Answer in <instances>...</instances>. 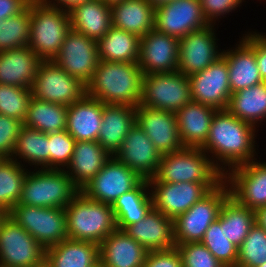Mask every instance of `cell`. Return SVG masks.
<instances>
[{
    "label": "cell",
    "mask_w": 266,
    "mask_h": 267,
    "mask_svg": "<svg viewBox=\"0 0 266 267\" xmlns=\"http://www.w3.org/2000/svg\"><path fill=\"white\" fill-rule=\"evenodd\" d=\"M216 111L212 107L192 101L175 113L184 147L201 148L205 144Z\"/></svg>",
    "instance_id": "83f0119b"
},
{
    "label": "cell",
    "mask_w": 266,
    "mask_h": 267,
    "mask_svg": "<svg viewBox=\"0 0 266 267\" xmlns=\"http://www.w3.org/2000/svg\"><path fill=\"white\" fill-rule=\"evenodd\" d=\"M6 216L7 213L2 208H0V223Z\"/></svg>",
    "instance_id": "9f6ffc18"
},
{
    "label": "cell",
    "mask_w": 266,
    "mask_h": 267,
    "mask_svg": "<svg viewBox=\"0 0 266 267\" xmlns=\"http://www.w3.org/2000/svg\"><path fill=\"white\" fill-rule=\"evenodd\" d=\"M220 227L231 242L239 247L250 229L256 223L255 211L237 203L229 196L222 204L220 212Z\"/></svg>",
    "instance_id": "74e56055"
},
{
    "label": "cell",
    "mask_w": 266,
    "mask_h": 267,
    "mask_svg": "<svg viewBox=\"0 0 266 267\" xmlns=\"http://www.w3.org/2000/svg\"><path fill=\"white\" fill-rule=\"evenodd\" d=\"M147 250L123 230L116 229L99 244L103 267H143Z\"/></svg>",
    "instance_id": "603a6c76"
},
{
    "label": "cell",
    "mask_w": 266,
    "mask_h": 267,
    "mask_svg": "<svg viewBox=\"0 0 266 267\" xmlns=\"http://www.w3.org/2000/svg\"><path fill=\"white\" fill-rule=\"evenodd\" d=\"M256 224L264 228L266 231V206H262L255 210Z\"/></svg>",
    "instance_id": "f5cc1de1"
},
{
    "label": "cell",
    "mask_w": 266,
    "mask_h": 267,
    "mask_svg": "<svg viewBox=\"0 0 266 267\" xmlns=\"http://www.w3.org/2000/svg\"><path fill=\"white\" fill-rule=\"evenodd\" d=\"M179 40L151 30L140 38L138 64L143 75L177 71Z\"/></svg>",
    "instance_id": "ffe728a7"
},
{
    "label": "cell",
    "mask_w": 266,
    "mask_h": 267,
    "mask_svg": "<svg viewBox=\"0 0 266 267\" xmlns=\"http://www.w3.org/2000/svg\"><path fill=\"white\" fill-rule=\"evenodd\" d=\"M23 159L36 169H49V133L22 126L11 159Z\"/></svg>",
    "instance_id": "8d00e7d4"
},
{
    "label": "cell",
    "mask_w": 266,
    "mask_h": 267,
    "mask_svg": "<svg viewBox=\"0 0 266 267\" xmlns=\"http://www.w3.org/2000/svg\"><path fill=\"white\" fill-rule=\"evenodd\" d=\"M31 98L32 89L30 88L0 84V114L24 122Z\"/></svg>",
    "instance_id": "7bdbcfd3"
},
{
    "label": "cell",
    "mask_w": 266,
    "mask_h": 267,
    "mask_svg": "<svg viewBox=\"0 0 266 267\" xmlns=\"http://www.w3.org/2000/svg\"><path fill=\"white\" fill-rule=\"evenodd\" d=\"M43 60L28 46L0 52V84L32 89Z\"/></svg>",
    "instance_id": "d4e9b609"
},
{
    "label": "cell",
    "mask_w": 266,
    "mask_h": 267,
    "mask_svg": "<svg viewBox=\"0 0 266 267\" xmlns=\"http://www.w3.org/2000/svg\"><path fill=\"white\" fill-rule=\"evenodd\" d=\"M23 122L0 114V155L11 158Z\"/></svg>",
    "instance_id": "bcb514c9"
},
{
    "label": "cell",
    "mask_w": 266,
    "mask_h": 267,
    "mask_svg": "<svg viewBox=\"0 0 266 267\" xmlns=\"http://www.w3.org/2000/svg\"><path fill=\"white\" fill-rule=\"evenodd\" d=\"M94 267H103V265L99 262V263L96 264Z\"/></svg>",
    "instance_id": "91938a15"
},
{
    "label": "cell",
    "mask_w": 266,
    "mask_h": 267,
    "mask_svg": "<svg viewBox=\"0 0 266 267\" xmlns=\"http://www.w3.org/2000/svg\"><path fill=\"white\" fill-rule=\"evenodd\" d=\"M143 179L114 156L105 163L80 191L89 199L112 205L122 194L134 189Z\"/></svg>",
    "instance_id": "7c38bea8"
},
{
    "label": "cell",
    "mask_w": 266,
    "mask_h": 267,
    "mask_svg": "<svg viewBox=\"0 0 266 267\" xmlns=\"http://www.w3.org/2000/svg\"><path fill=\"white\" fill-rule=\"evenodd\" d=\"M46 249L8 215L0 223V263L11 267H40Z\"/></svg>",
    "instance_id": "30bf717a"
},
{
    "label": "cell",
    "mask_w": 266,
    "mask_h": 267,
    "mask_svg": "<svg viewBox=\"0 0 266 267\" xmlns=\"http://www.w3.org/2000/svg\"><path fill=\"white\" fill-rule=\"evenodd\" d=\"M229 196V187L223 181L188 211L178 215L173 220L176 245L201 242L205 231L218 218L221 206Z\"/></svg>",
    "instance_id": "ba28073f"
},
{
    "label": "cell",
    "mask_w": 266,
    "mask_h": 267,
    "mask_svg": "<svg viewBox=\"0 0 266 267\" xmlns=\"http://www.w3.org/2000/svg\"><path fill=\"white\" fill-rule=\"evenodd\" d=\"M22 162L5 158L0 164V208L8 213L19 203L28 169Z\"/></svg>",
    "instance_id": "f35d334b"
},
{
    "label": "cell",
    "mask_w": 266,
    "mask_h": 267,
    "mask_svg": "<svg viewBox=\"0 0 266 267\" xmlns=\"http://www.w3.org/2000/svg\"><path fill=\"white\" fill-rule=\"evenodd\" d=\"M29 3H42L44 0H27Z\"/></svg>",
    "instance_id": "6f0895ef"
},
{
    "label": "cell",
    "mask_w": 266,
    "mask_h": 267,
    "mask_svg": "<svg viewBox=\"0 0 266 267\" xmlns=\"http://www.w3.org/2000/svg\"><path fill=\"white\" fill-rule=\"evenodd\" d=\"M123 231L147 251L176 248L173 219L153 207L144 219L127 226Z\"/></svg>",
    "instance_id": "7402d4cb"
},
{
    "label": "cell",
    "mask_w": 266,
    "mask_h": 267,
    "mask_svg": "<svg viewBox=\"0 0 266 267\" xmlns=\"http://www.w3.org/2000/svg\"><path fill=\"white\" fill-rule=\"evenodd\" d=\"M97 47L99 60L138 63L140 37L112 26Z\"/></svg>",
    "instance_id": "836d02e7"
},
{
    "label": "cell",
    "mask_w": 266,
    "mask_h": 267,
    "mask_svg": "<svg viewBox=\"0 0 266 267\" xmlns=\"http://www.w3.org/2000/svg\"><path fill=\"white\" fill-rule=\"evenodd\" d=\"M114 157L142 179L149 180L155 176L162 154L140 126L135 124Z\"/></svg>",
    "instance_id": "d6986e66"
},
{
    "label": "cell",
    "mask_w": 266,
    "mask_h": 267,
    "mask_svg": "<svg viewBox=\"0 0 266 267\" xmlns=\"http://www.w3.org/2000/svg\"><path fill=\"white\" fill-rule=\"evenodd\" d=\"M154 8H158L175 0H147Z\"/></svg>",
    "instance_id": "db71d44e"
},
{
    "label": "cell",
    "mask_w": 266,
    "mask_h": 267,
    "mask_svg": "<svg viewBox=\"0 0 266 267\" xmlns=\"http://www.w3.org/2000/svg\"><path fill=\"white\" fill-rule=\"evenodd\" d=\"M86 95V85L69 75L53 60L42 61L32 87L36 99L70 106Z\"/></svg>",
    "instance_id": "8fae6325"
},
{
    "label": "cell",
    "mask_w": 266,
    "mask_h": 267,
    "mask_svg": "<svg viewBox=\"0 0 266 267\" xmlns=\"http://www.w3.org/2000/svg\"><path fill=\"white\" fill-rule=\"evenodd\" d=\"M76 140L66 131L49 133V169H65L73 155Z\"/></svg>",
    "instance_id": "ee69618b"
},
{
    "label": "cell",
    "mask_w": 266,
    "mask_h": 267,
    "mask_svg": "<svg viewBox=\"0 0 266 267\" xmlns=\"http://www.w3.org/2000/svg\"><path fill=\"white\" fill-rule=\"evenodd\" d=\"M235 49L223 50L226 60L231 93H236L264 82L260 76L254 48L242 37Z\"/></svg>",
    "instance_id": "484cf974"
},
{
    "label": "cell",
    "mask_w": 266,
    "mask_h": 267,
    "mask_svg": "<svg viewBox=\"0 0 266 267\" xmlns=\"http://www.w3.org/2000/svg\"><path fill=\"white\" fill-rule=\"evenodd\" d=\"M102 112L103 103L86 94L68 106L66 131L76 141H97Z\"/></svg>",
    "instance_id": "4316f807"
},
{
    "label": "cell",
    "mask_w": 266,
    "mask_h": 267,
    "mask_svg": "<svg viewBox=\"0 0 266 267\" xmlns=\"http://www.w3.org/2000/svg\"><path fill=\"white\" fill-rule=\"evenodd\" d=\"M183 267H225L201 242L176 245Z\"/></svg>",
    "instance_id": "f6af8a7d"
},
{
    "label": "cell",
    "mask_w": 266,
    "mask_h": 267,
    "mask_svg": "<svg viewBox=\"0 0 266 267\" xmlns=\"http://www.w3.org/2000/svg\"><path fill=\"white\" fill-rule=\"evenodd\" d=\"M88 0H44L42 3L53 8H59L61 10L69 12L71 9L79 6L83 2Z\"/></svg>",
    "instance_id": "816d5d0a"
},
{
    "label": "cell",
    "mask_w": 266,
    "mask_h": 267,
    "mask_svg": "<svg viewBox=\"0 0 266 267\" xmlns=\"http://www.w3.org/2000/svg\"><path fill=\"white\" fill-rule=\"evenodd\" d=\"M256 160L232 168L224 175L230 196L254 211L266 206V162Z\"/></svg>",
    "instance_id": "9a60e30c"
},
{
    "label": "cell",
    "mask_w": 266,
    "mask_h": 267,
    "mask_svg": "<svg viewBox=\"0 0 266 267\" xmlns=\"http://www.w3.org/2000/svg\"><path fill=\"white\" fill-rule=\"evenodd\" d=\"M135 113L136 124L147 134L161 154L175 152L184 147L174 112L138 105Z\"/></svg>",
    "instance_id": "44dd1931"
},
{
    "label": "cell",
    "mask_w": 266,
    "mask_h": 267,
    "mask_svg": "<svg viewBox=\"0 0 266 267\" xmlns=\"http://www.w3.org/2000/svg\"><path fill=\"white\" fill-rule=\"evenodd\" d=\"M224 174L199 147L162 154L158 170L148 183H222Z\"/></svg>",
    "instance_id": "3957f363"
},
{
    "label": "cell",
    "mask_w": 266,
    "mask_h": 267,
    "mask_svg": "<svg viewBox=\"0 0 266 267\" xmlns=\"http://www.w3.org/2000/svg\"><path fill=\"white\" fill-rule=\"evenodd\" d=\"M112 26L142 37L154 30L155 8L147 0H123L111 5Z\"/></svg>",
    "instance_id": "4dcf8cb0"
},
{
    "label": "cell",
    "mask_w": 266,
    "mask_h": 267,
    "mask_svg": "<svg viewBox=\"0 0 266 267\" xmlns=\"http://www.w3.org/2000/svg\"><path fill=\"white\" fill-rule=\"evenodd\" d=\"M242 2L244 0H200L204 17L212 25H216V19H221L222 16L225 17V14L235 11Z\"/></svg>",
    "instance_id": "7dc6e473"
},
{
    "label": "cell",
    "mask_w": 266,
    "mask_h": 267,
    "mask_svg": "<svg viewBox=\"0 0 266 267\" xmlns=\"http://www.w3.org/2000/svg\"><path fill=\"white\" fill-rule=\"evenodd\" d=\"M70 29L67 11L43 3H31L28 47L43 61L53 60L58 55Z\"/></svg>",
    "instance_id": "8992f818"
},
{
    "label": "cell",
    "mask_w": 266,
    "mask_h": 267,
    "mask_svg": "<svg viewBox=\"0 0 266 267\" xmlns=\"http://www.w3.org/2000/svg\"><path fill=\"white\" fill-rule=\"evenodd\" d=\"M31 3L16 16L0 21V52L28 46Z\"/></svg>",
    "instance_id": "ab89813d"
},
{
    "label": "cell",
    "mask_w": 266,
    "mask_h": 267,
    "mask_svg": "<svg viewBox=\"0 0 266 267\" xmlns=\"http://www.w3.org/2000/svg\"><path fill=\"white\" fill-rule=\"evenodd\" d=\"M69 239L100 244L117 229L114 210L105 204L87 198L81 191L65 207Z\"/></svg>",
    "instance_id": "277c9868"
},
{
    "label": "cell",
    "mask_w": 266,
    "mask_h": 267,
    "mask_svg": "<svg viewBox=\"0 0 266 267\" xmlns=\"http://www.w3.org/2000/svg\"><path fill=\"white\" fill-rule=\"evenodd\" d=\"M7 215L45 249L68 238L65 208H39L16 204Z\"/></svg>",
    "instance_id": "9c48e42d"
},
{
    "label": "cell",
    "mask_w": 266,
    "mask_h": 267,
    "mask_svg": "<svg viewBox=\"0 0 266 267\" xmlns=\"http://www.w3.org/2000/svg\"><path fill=\"white\" fill-rule=\"evenodd\" d=\"M28 170L18 204L65 208L80 192L65 169Z\"/></svg>",
    "instance_id": "5b68a950"
},
{
    "label": "cell",
    "mask_w": 266,
    "mask_h": 267,
    "mask_svg": "<svg viewBox=\"0 0 266 267\" xmlns=\"http://www.w3.org/2000/svg\"><path fill=\"white\" fill-rule=\"evenodd\" d=\"M136 107L129 105L104 104L102 123L97 141L110 155L114 156L122 142L136 124Z\"/></svg>",
    "instance_id": "cb8c5ba5"
},
{
    "label": "cell",
    "mask_w": 266,
    "mask_h": 267,
    "mask_svg": "<svg viewBox=\"0 0 266 267\" xmlns=\"http://www.w3.org/2000/svg\"><path fill=\"white\" fill-rule=\"evenodd\" d=\"M110 158L111 156L98 141H76L73 155L65 171L81 189L102 170Z\"/></svg>",
    "instance_id": "f1b7e54d"
},
{
    "label": "cell",
    "mask_w": 266,
    "mask_h": 267,
    "mask_svg": "<svg viewBox=\"0 0 266 267\" xmlns=\"http://www.w3.org/2000/svg\"><path fill=\"white\" fill-rule=\"evenodd\" d=\"M214 26L209 24L179 40L177 71L189 77L203 71L222 57L223 51L217 49L218 39L215 36Z\"/></svg>",
    "instance_id": "2e32d148"
},
{
    "label": "cell",
    "mask_w": 266,
    "mask_h": 267,
    "mask_svg": "<svg viewBox=\"0 0 266 267\" xmlns=\"http://www.w3.org/2000/svg\"><path fill=\"white\" fill-rule=\"evenodd\" d=\"M45 263L48 267H94L99 263V245L67 238L46 249Z\"/></svg>",
    "instance_id": "1f68e13d"
},
{
    "label": "cell",
    "mask_w": 266,
    "mask_h": 267,
    "mask_svg": "<svg viewBox=\"0 0 266 267\" xmlns=\"http://www.w3.org/2000/svg\"><path fill=\"white\" fill-rule=\"evenodd\" d=\"M5 158L3 156L0 155V164L3 162Z\"/></svg>",
    "instance_id": "94428289"
},
{
    "label": "cell",
    "mask_w": 266,
    "mask_h": 267,
    "mask_svg": "<svg viewBox=\"0 0 266 267\" xmlns=\"http://www.w3.org/2000/svg\"><path fill=\"white\" fill-rule=\"evenodd\" d=\"M102 1L111 6V5H113V4L117 3V2H121L123 0H102Z\"/></svg>",
    "instance_id": "11a10c76"
},
{
    "label": "cell",
    "mask_w": 266,
    "mask_h": 267,
    "mask_svg": "<svg viewBox=\"0 0 266 267\" xmlns=\"http://www.w3.org/2000/svg\"><path fill=\"white\" fill-rule=\"evenodd\" d=\"M259 267H266V262L264 264H261Z\"/></svg>",
    "instance_id": "6125c7cd"
},
{
    "label": "cell",
    "mask_w": 266,
    "mask_h": 267,
    "mask_svg": "<svg viewBox=\"0 0 266 267\" xmlns=\"http://www.w3.org/2000/svg\"><path fill=\"white\" fill-rule=\"evenodd\" d=\"M207 25L200 0H175L155 8L154 29L178 40Z\"/></svg>",
    "instance_id": "e0dca14e"
},
{
    "label": "cell",
    "mask_w": 266,
    "mask_h": 267,
    "mask_svg": "<svg viewBox=\"0 0 266 267\" xmlns=\"http://www.w3.org/2000/svg\"><path fill=\"white\" fill-rule=\"evenodd\" d=\"M40 267H48V265L45 263L44 265L40 266Z\"/></svg>",
    "instance_id": "be15d7a7"
},
{
    "label": "cell",
    "mask_w": 266,
    "mask_h": 267,
    "mask_svg": "<svg viewBox=\"0 0 266 267\" xmlns=\"http://www.w3.org/2000/svg\"><path fill=\"white\" fill-rule=\"evenodd\" d=\"M266 262V231L256 223L238 247L236 267H259Z\"/></svg>",
    "instance_id": "b9f144b4"
},
{
    "label": "cell",
    "mask_w": 266,
    "mask_h": 267,
    "mask_svg": "<svg viewBox=\"0 0 266 267\" xmlns=\"http://www.w3.org/2000/svg\"><path fill=\"white\" fill-rule=\"evenodd\" d=\"M70 28L96 41L112 27L111 6L102 0H88L68 12Z\"/></svg>",
    "instance_id": "f546056e"
},
{
    "label": "cell",
    "mask_w": 266,
    "mask_h": 267,
    "mask_svg": "<svg viewBox=\"0 0 266 267\" xmlns=\"http://www.w3.org/2000/svg\"><path fill=\"white\" fill-rule=\"evenodd\" d=\"M227 110L238 119L257 127L266 120V82L231 94Z\"/></svg>",
    "instance_id": "e575fe53"
},
{
    "label": "cell",
    "mask_w": 266,
    "mask_h": 267,
    "mask_svg": "<svg viewBox=\"0 0 266 267\" xmlns=\"http://www.w3.org/2000/svg\"><path fill=\"white\" fill-rule=\"evenodd\" d=\"M67 109L65 105L32 96L23 125L46 134L66 130Z\"/></svg>",
    "instance_id": "d590c367"
},
{
    "label": "cell",
    "mask_w": 266,
    "mask_h": 267,
    "mask_svg": "<svg viewBox=\"0 0 266 267\" xmlns=\"http://www.w3.org/2000/svg\"><path fill=\"white\" fill-rule=\"evenodd\" d=\"M111 207L119 230L144 219L153 207L148 180L143 179L134 189L122 194Z\"/></svg>",
    "instance_id": "d6a6232c"
},
{
    "label": "cell",
    "mask_w": 266,
    "mask_h": 267,
    "mask_svg": "<svg viewBox=\"0 0 266 267\" xmlns=\"http://www.w3.org/2000/svg\"><path fill=\"white\" fill-rule=\"evenodd\" d=\"M143 73L138 63L99 60L86 94L104 104L137 107L141 99Z\"/></svg>",
    "instance_id": "7a4b0ae2"
},
{
    "label": "cell",
    "mask_w": 266,
    "mask_h": 267,
    "mask_svg": "<svg viewBox=\"0 0 266 267\" xmlns=\"http://www.w3.org/2000/svg\"><path fill=\"white\" fill-rule=\"evenodd\" d=\"M28 4L27 0H0V21L18 15Z\"/></svg>",
    "instance_id": "f907efd6"
},
{
    "label": "cell",
    "mask_w": 266,
    "mask_h": 267,
    "mask_svg": "<svg viewBox=\"0 0 266 267\" xmlns=\"http://www.w3.org/2000/svg\"><path fill=\"white\" fill-rule=\"evenodd\" d=\"M192 101L188 76L180 71L143 75L139 105L176 113Z\"/></svg>",
    "instance_id": "52a82bcc"
},
{
    "label": "cell",
    "mask_w": 266,
    "mask_h": 267,
    "mask_svg": "<svg viewBox=\"0 0 266 267\" xmlns=\"http://www.w3.org/2000/svg\"><path fill=\"white\" fill-rule=\"evenodd\" d=\"M53 61L87 85L99 63L97 41L70 29Z\"/></svg>",
    "instance_id": "4fadbf2b"
},
{
    "label": "cell",
    "mask_w": 266,
    "mask_h": 267,
    "mask_svg": "<svg viewBox=\"0 0 266 267\" xmlns=\"http://www.w3.org/2000/svg\"><path fill=\"white\" fill-rule=\"evenodd\" d=\"M201 243L225 267H236L238 247L227 239L224 227H220V215H218V218L205 231Z\"/></svg>",
    "instance_id": "60d3db41"
},
{
    "label": "cell",
    "mask_w": 266,
    "mask_h": 267,
    "mask_svg": "<svg viewBox=\"0 0 266 267\" xmlns=\"http://www.w3.org/2000/svg\"><path fill=\"white\" fill-rule=\"evenodd\" d=\"M143 267H183L177 248L148 251Z\"/></svg>",
    "instance_id": "c3c4849f"
},
{
    "label": "cell",
    "mask_w": 266,
    "mask_h": 267,
    "mask_svg": "<svg viewBox=\"0 0 266 267\" xmlns=\"http://www.w3.org/2000/svg\"><path fill=\"white\" fill-rule=\"evenodd\" d=\"M242 37L254 48L260 76L266 82V34L248 32Z\"/></svg>",
    "instance_id": "681fc988"
},
{
    "label": "cell",
    "mask_w": 266,
    "mask_h": 267,
    "mask_svg": "<svg viewBox=\"0 0 266 267\" xmlns=\"http://www.w3.org/2000/svg\"><path fill=\"white\" fill-rule=\"evenodd\" d=\"M194 102L215 110H225L231 97L227 62L220 57L216 62L188 77Z\"/></svg>",
    "instance_id": "ac0fdd59"
},
{
    "label": "cell",
    "mask_w": 266,
    "mask_h": 267,
    "mask_svg": "<svg viewBox=\"0 0 266 267\" xmlns=\"http://www.w3.org/2000/svg\"><path fill=\"white\" fill-rule=\"evenodd\" d=\"M256 132L255 126L238 119L227 109L217 110L201 149L209 156L212 154V162L225 175L232 168L257 159Z\"/></svg>",
    "instance_id": "6da1fadb"
},
{
    "label": "cell",
    "mask_w": 266,
    "mask_h": 267,
    "mask_svg": "<svg viewBox=\"0 0 266 267\" xmlns=\"http://www.w3.org/2000/svg\"><path fill=\"white\" fill-rule=\"evenodd\" d=\"M221 183H149L153 208L173 220Z\"/></svg>",
    "instance_id": "5bb4252c"
},
{
    "label": "cell",
    "mask_w": 266,
    "mask_h": 267,
    "mask_svg": "<svg viewBox=\"0 0 266 267\" xmlns=\"http://www.w3.org/2000/svg\"><path fill=\"white\" fill-rule=\"evenodd\" d=\"M0 267H11V266L0 263Z\"/></svg>",
    "instance_id": "680465c9"
}]
</instances>
